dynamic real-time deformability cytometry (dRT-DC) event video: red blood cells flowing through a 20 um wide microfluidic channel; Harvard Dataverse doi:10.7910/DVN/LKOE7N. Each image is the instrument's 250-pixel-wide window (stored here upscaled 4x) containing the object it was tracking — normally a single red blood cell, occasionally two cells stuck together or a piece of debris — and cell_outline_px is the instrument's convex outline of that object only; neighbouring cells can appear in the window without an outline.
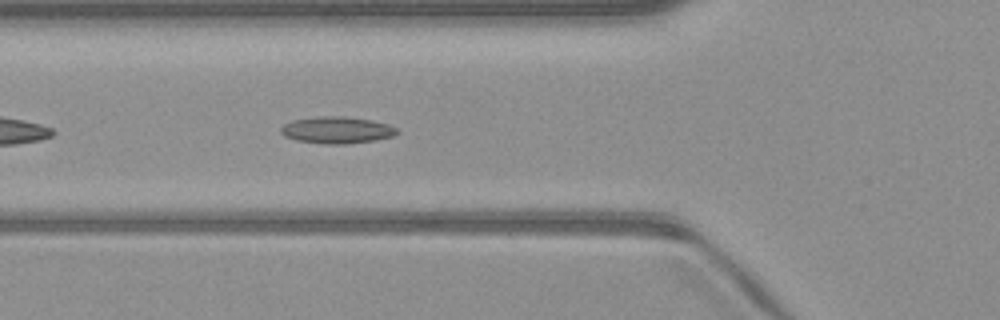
{"species": "common noctule bat (a hibernating species)", "species_latin": "Nyctalus noctula", "temperature_condition": "warm", "stored_images_in_passage": 37, "camera_frame_rate_fps": 3000, "um_per_image_px": 0.085, "animal": {"sex": "male", "body_mass_g": 23.1, "forearm_length_mm": 52.7}, "frame": {"image": 1, "passage_image": 5, "time_ms": 1.333, "image_size_px": [1000, 320], "cell_outline_px": [[400, 132], [392, 136], [376, 140], [348, 144], [324, 144], [296, 140], [284, 136], [280, 132], [280, 128], [284, 124], [292, 120], [316, 116], [344, 116], [372, 120], [388, 124], [396, 128]], "centroid_in_image_um": [28.62, 11.05], "position_along_channel_um": 97.2, "area_um2": 18.32}}
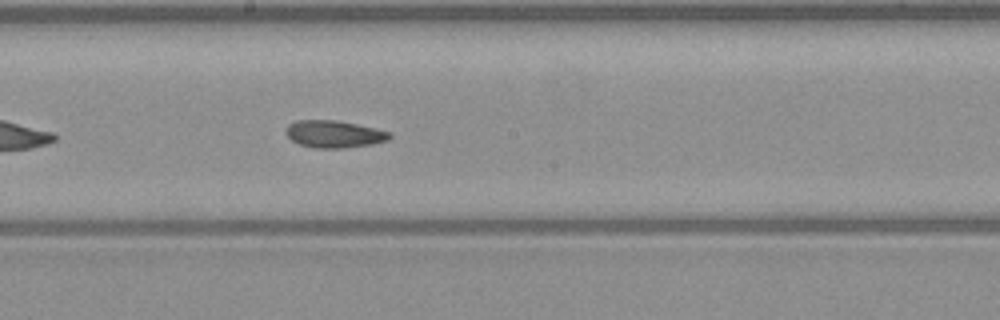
{"frame": {"image": 2, "passage_image": 14, "time_ms": 4.333, "image_size_px": [1000, 320], "cell_outline_px": [[392, 136], [388, 140], [372, 144], [344, 148], [312, 148], [300, 144], [292, 140], [284, 132], [288, 124], [296, 120], [336, 120], [356, 124], [388, 132]], "centroid_in_image_um": [28.35, 11.4], "position_along_channel_um": 219.9, "area_um2": 16.36}}
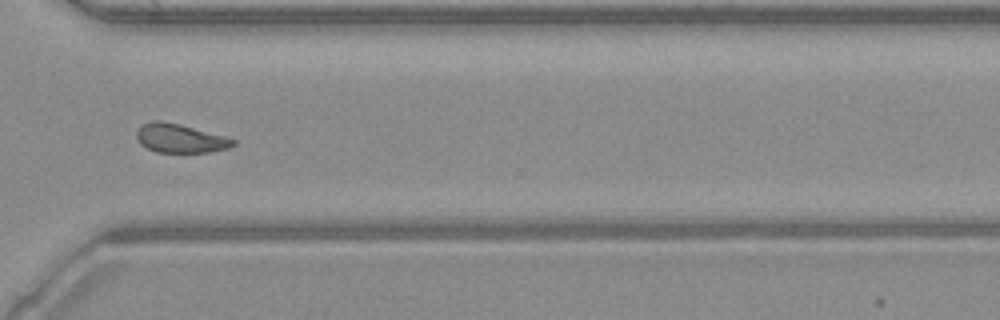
{"frame": {"image": 3, "passage_image": 24, "time_ms": 7.667, "image_size_px": [1000, 320], "cell_outline_px": [[236, 144], [228, 148], [208, 152], [156, 152], [140, 144], [136, 136], [136, 132], [140, 124], [152, 120], [160, 120], [180, 124], [224, 136], [236, 140]], "centroid_in_image_um": [15.27, 11.74], "position_along_channel_um": 355.3, "area_um2": 16.24}, "authors_computed_cell_mechanics": {"area_um2": 16.7042, "velocity_mm_per_s": 4.0679, "shape_relaxation_time_tau1_ms": null, "shape_relaxation_time_tau2_ms": 7.9438, "deformation_change_tau1": null, "deformation_change_tau2": 0.1605}}